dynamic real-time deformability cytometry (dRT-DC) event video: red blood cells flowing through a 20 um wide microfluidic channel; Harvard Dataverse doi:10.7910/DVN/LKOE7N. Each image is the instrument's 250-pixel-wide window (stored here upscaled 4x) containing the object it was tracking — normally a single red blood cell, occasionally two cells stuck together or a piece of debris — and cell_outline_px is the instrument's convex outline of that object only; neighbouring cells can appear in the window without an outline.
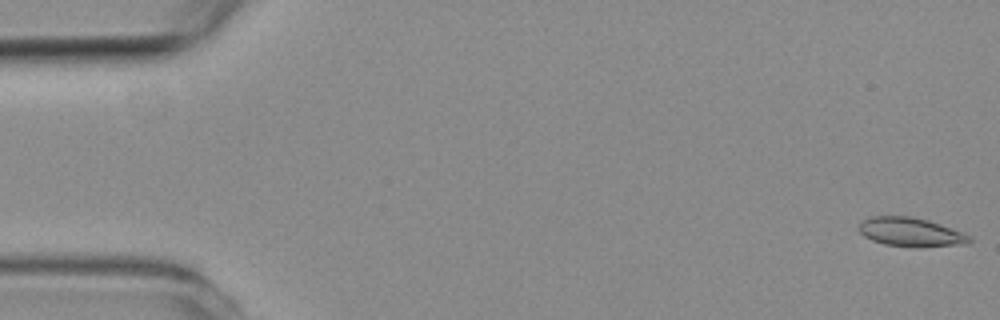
{"species": "common noctule bat (a hibernating species)", "species_latin": "Nyctalus noctula", "temperature_condition": "room temperature", "stored_images_in_passage": 5, "camera_frame_rate_fps": 3000, "um_per_image_px": 0.085, "animal": {"sex": "female", "body_mass_g": 19.3, "forearm_length_mm": 54.1}, "frame": {"image": 1, "passage_image": 1, "time_ms": 0.0, "image_size_px": [1000, 320], "cell_outline_px": [[972, 240], [968, 244], [920, 248], [884, 244], [872, 240], [864, 236], [860, 232], [860, 224], [864, 220], [872, 216], [908, 216], [928, 220], [964, 232], [972, 236]], "centroid_in_image_um": [77.49, 19.75], "position_along_channel_um": 7.5, "area_um2": 18.79}}